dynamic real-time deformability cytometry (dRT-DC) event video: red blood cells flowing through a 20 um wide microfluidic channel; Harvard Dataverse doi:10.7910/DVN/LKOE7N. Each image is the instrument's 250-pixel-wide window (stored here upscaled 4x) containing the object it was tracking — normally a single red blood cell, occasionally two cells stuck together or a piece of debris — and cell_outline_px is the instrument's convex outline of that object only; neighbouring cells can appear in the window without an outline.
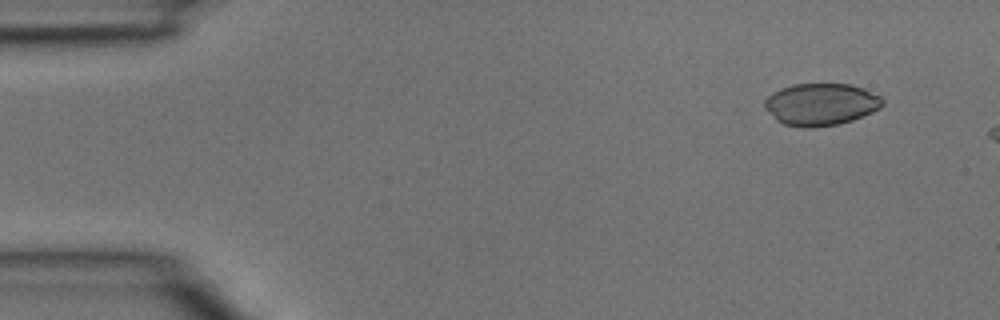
{"species": "common noctule bat (a hibernating species)", "species_latin": "Nyctalus noctula", "temperature_condition": "room temperature", "stored_images_in_passage": 3, "camera_frame_rate_fps": 3000, "um_per_image_px": 0.085, "animal": {"sex": "male", "body_mass_g": 15.6}, "frame": {"image": 1, "passage_image": 1, "time_ms": 0.0, "image_size_px": [1000, 320], "cell_outline_px": [[884, 104], [880, 108], [872, 112], [852, 120], [840, 124], [812, 128], [804, 128], [784, 124], [776, 120], [764, 108], [764, 100], [772, 92], [780, 88], [792, 84], [852, 84], [864, 88], [880, 96], [884, 100]], "centroid_in_image_um": [69.77, 8.87], "position_along_channel_um": 15.2, "area_um2": 29.25}}